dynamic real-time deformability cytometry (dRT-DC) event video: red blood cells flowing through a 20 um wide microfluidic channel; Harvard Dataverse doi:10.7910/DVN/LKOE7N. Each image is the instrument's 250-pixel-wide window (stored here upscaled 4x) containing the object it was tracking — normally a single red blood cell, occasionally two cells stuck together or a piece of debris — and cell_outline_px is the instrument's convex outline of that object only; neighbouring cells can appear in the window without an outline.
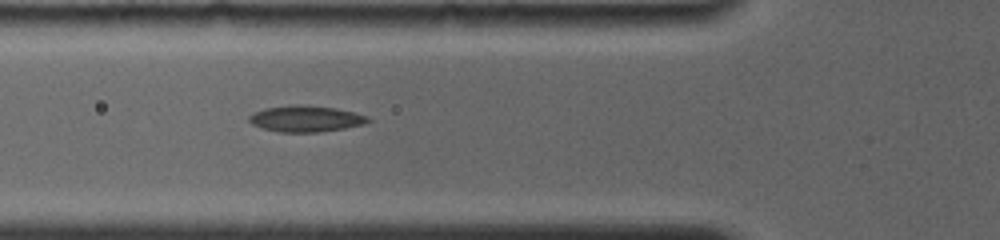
{"species": "common noctule bat (a hibernating species)", "species_latin": "Nyctalus noctula", "temperature_condition": "room temperature", "stored_images_in_passage": 8, "camera_frame_rate_fps": 4000, "um_per_image_px": 0.085, "animal": {"sex": "female", "body_mass_g": 19.0, "forearm_length_mm": 56.7}, "frame": {"image": 1, "passage_image": 8, "time_ms": 5.5, "image_size_px": [1000, 240], "cell_outline_px": [[372, 120], [364, 124], [344, 128], [316, 132], [280, 132], [264, 128], [252, 124], [248, 120], [248, 116], [264, 108], [296, 104], [300, 104], [336, 108], [368, 116]], "centroid_in_image_um": [26.0, 10.08], "position_along_channel_um": 99.8, "area_um2": 18.03}}